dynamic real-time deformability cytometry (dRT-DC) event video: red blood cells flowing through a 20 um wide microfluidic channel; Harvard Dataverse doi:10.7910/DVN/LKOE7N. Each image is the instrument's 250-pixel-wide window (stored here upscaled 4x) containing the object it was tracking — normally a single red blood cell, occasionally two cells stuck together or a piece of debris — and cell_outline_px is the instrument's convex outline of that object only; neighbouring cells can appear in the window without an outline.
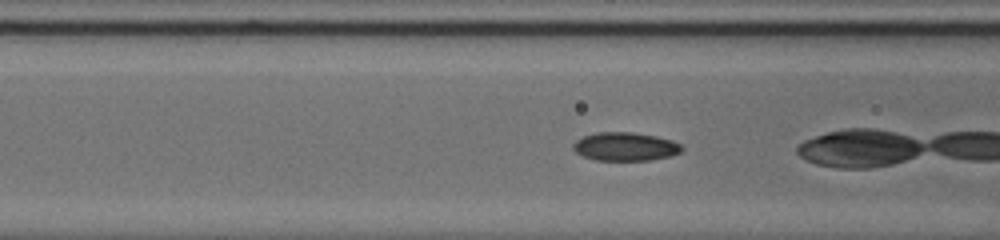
{"species": "common noctule bat (a hibernating species)", "species_latin": "Nyctalus noctula", "temperature_condition": "cold", "stored_images_in_passage": 51, "camera_frame_rate_fps": 3000, "um_per_image_px": 0.085, "animal": {"sex": "male", "body_mass_g": 20.0, "forearm_length_mm": 53.3}, "frame": {"image": 1, "passage_image": 16, "time_ms": 5.0, "image_size_px": [1000, 240], "cell_outline_px": [[684, 148], [680, 152], [668, 156], [652, 160], [596, 160], [584, 156], [576, 152], [572, 148], [572, 144], [576, 140], [584, 136], [596, 132], [632, 132], [656, 136], [672, 140], [680, 144]], "centroid_in_image_um": [53.14, 12.45], "position_along_channel_um": 113.5, "area_um2": 17.98}, "authors_computed_cell_mechanics": {"area_um2": 17.8024, "velocity_mm_per_s": 3.7449, "shape_relaxation_time_tau1_ms": 5.1798, "shape_relaxation_time_tau2_ms": 1.3982, "deformation_change_tau1": 0.1753, "deformation_change_tau2": 0.0542}}